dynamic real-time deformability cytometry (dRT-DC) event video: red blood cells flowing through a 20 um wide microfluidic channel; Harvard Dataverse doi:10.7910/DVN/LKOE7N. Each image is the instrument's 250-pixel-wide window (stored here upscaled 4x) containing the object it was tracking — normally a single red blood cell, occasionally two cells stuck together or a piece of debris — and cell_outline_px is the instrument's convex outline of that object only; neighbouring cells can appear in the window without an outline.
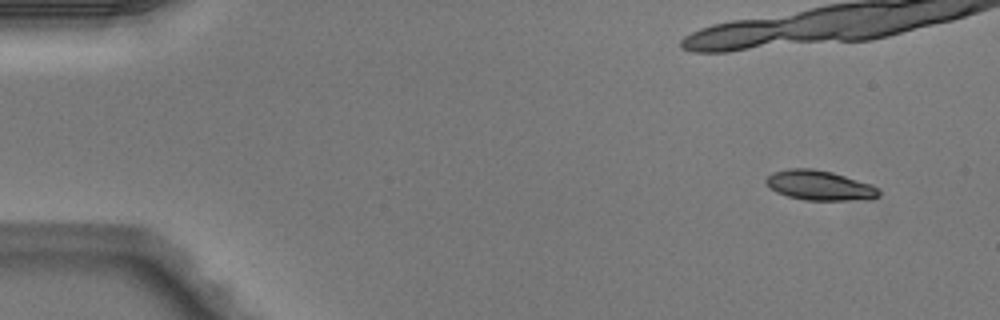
{"species": "Egyptian fruit bat (a non-hibernating species)", "species_latin": "Rousettus aegyptiacus", "temperature_condition": "warm", "stored_images_in_passage": 7, "camera_frame_rate_fps": 3000, "um_per_image_px": 0.085, "animal": {"sex": "male"}, "frame": {"image": 1, "passage_image": 1, "time_ms": 0.0, "image_size_px": [1000, 320], "cell_outline_px": [[880, 196], [872, 200], [804, 200], [788, 196], [776, 192], [764, 180], [772, 172], [788, 168], [812, 168], [832, 172], [872, 184], [880, 192]], "centroid_in_image_um": [69.69, 15.76], "position_along_channel_um": 15.3, "area_um2": 19.71}}
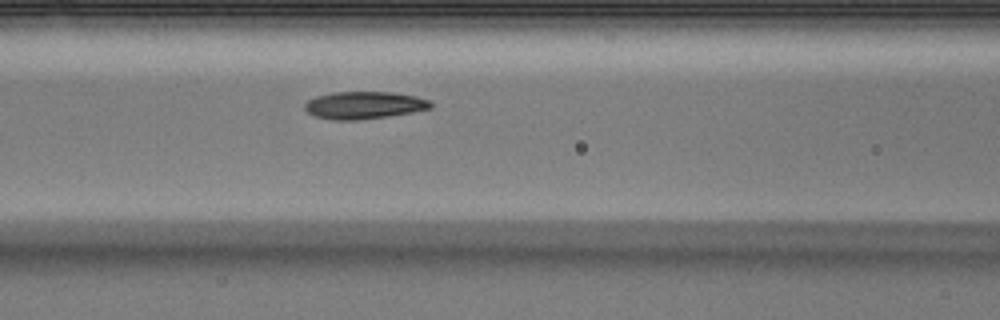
{"frame": {"image": 2, "passage_image": 7, "time_ms": 2.0, "image_size_px": [1000, 320], "cell_outline_px": [[432, 108], [412, 112], [388, 116], [360, 120], [332, 120], [316, 116], [308, 112], [304, 108], [304, 104], [308, 100], [316, 96], [332, 92], [392, 92], [416, 96], [428, 100], [432, 104]], "centroid_in_image_um": [30.94, 8.94], "position_along_channel_um": 135.7, "area_um2": 20.11}}